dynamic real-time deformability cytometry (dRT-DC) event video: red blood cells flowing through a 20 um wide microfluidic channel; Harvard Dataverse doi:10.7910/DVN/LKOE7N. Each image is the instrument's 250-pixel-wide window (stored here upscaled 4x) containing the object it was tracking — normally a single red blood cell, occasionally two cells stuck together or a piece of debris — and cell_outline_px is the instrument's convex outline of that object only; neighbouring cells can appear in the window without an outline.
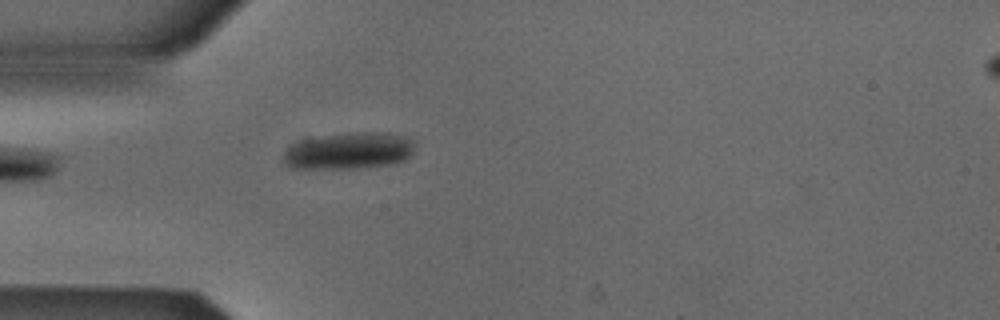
{"species": "Egyptian fruit bat (a non-hibernating species)", "species_latin": "Rousettus aegyptiacus", "temperature_condition": "cold", "stored_images_in_passage": 4, "camera_frame_rate_fps": 3000, "um_per_image_px": 0.085, "animal": {"sex": "male"}, "frame": {"image": 1, "passage_image": 4, "time_ms": 1.0, "image_size_px": [1000, 320], "cell_outline_px": [[412, 152], [404, 160], [392, 164], [356, 168], [288, 168], [280, 160], [284, 152], [292, 144], [300, 140], [324, 136], [356, 132], [388, 132], [404, 136], [412, 140]], "centroid_in_image_um": [29.6, 12.82], "position_along_channel_um": 55.4, "area_um2": 28.09}}